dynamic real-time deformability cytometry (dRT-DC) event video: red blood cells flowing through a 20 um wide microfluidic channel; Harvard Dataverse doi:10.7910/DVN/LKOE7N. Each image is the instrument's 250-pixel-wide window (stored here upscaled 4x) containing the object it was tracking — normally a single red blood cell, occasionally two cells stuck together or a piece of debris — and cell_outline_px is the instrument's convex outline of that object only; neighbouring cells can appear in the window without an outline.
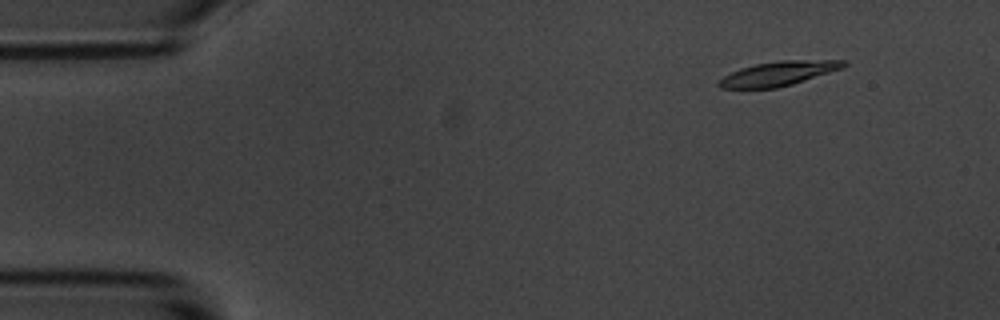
{"species": "common noctule bat (a hibernating species)", "species_latin": "Nyctalus noctula", "temperature_condition": "room temperature", "stored_images_in_passage": 4, "camera_frame_rate_fps": 3000, "um_per_image_px": 0.085, "animal": {"sex": "male", "body_mass_g": 20.1, "forearm_length_mm": 53.5}, "frame": {"image": 1, "passage_image": 2, "time_ms": 1.0, "image_size_px": [1000, 320], "cell_outline_px": [[848, 64], [844, 68], [792, 84], [776, 88], [720, 88], [716, 84], [724, 76], [740, 68], [756, 64], [780, 60], [848, 60]], "centroid_in_image_um": [66.21, 6.24], "position_along_channel_um": 18.8, "area_um2": 17.69}}